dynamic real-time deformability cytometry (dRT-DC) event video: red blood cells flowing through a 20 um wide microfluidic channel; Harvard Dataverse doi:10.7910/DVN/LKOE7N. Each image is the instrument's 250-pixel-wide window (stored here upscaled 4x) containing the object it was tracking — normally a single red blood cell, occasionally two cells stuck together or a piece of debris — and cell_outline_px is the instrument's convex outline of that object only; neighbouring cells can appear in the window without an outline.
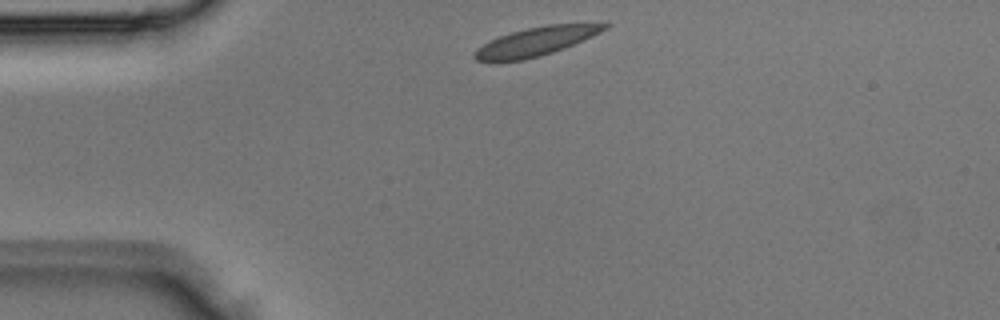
{"species": "Egyptian fruit bat (a non-hibernating species)", "species_latin": "Rousettus aegyptiacus", "temperature_condition": "room temperature", "stored_images_in_passage": 4, "segment_of_instrument_passage": [2, 2], "camera_frame_rate_fps": 3000, "um_per_image_px": 0.085, "animal": {"sex": "male"}, "frame": {"image": 1, "passage_image": 4, "time_ms": 1.0, "image_size_px": [1000, 320], "cell_outline_px": [[612, 24], [608, 28], [592, 36], [564, 48], [540, 56], [524, 60], [496, 64], [476, 60], [472, 56], [476, 48], [500, 36], [512, 32], [528, 28], [548, 24]], "centroid_in_image_um": [45.46, 3.57], "position_along_channel_um": 39.5, "area_um2": 21.79}}